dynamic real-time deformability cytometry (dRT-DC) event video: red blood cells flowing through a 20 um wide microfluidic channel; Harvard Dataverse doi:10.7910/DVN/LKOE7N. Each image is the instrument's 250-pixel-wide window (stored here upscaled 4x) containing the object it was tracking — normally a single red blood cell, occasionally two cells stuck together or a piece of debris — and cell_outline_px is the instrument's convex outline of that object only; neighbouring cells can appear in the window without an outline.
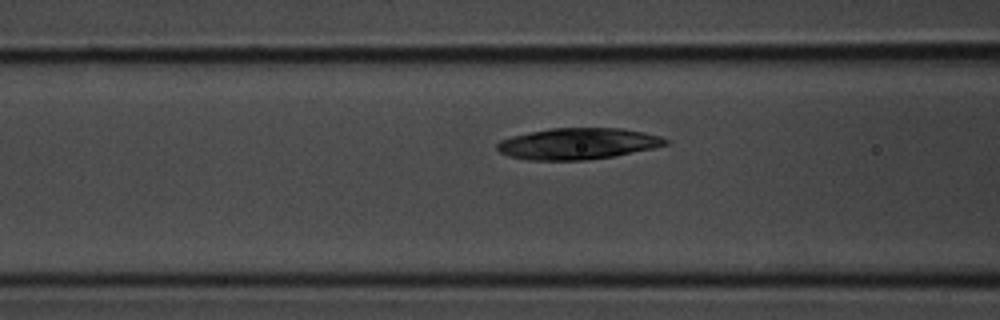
{"species": "common noctule bat (a hibernating species)", "species_latin": "Nyctalus noctula", "temperature_condition": "room temperature", "stored_images_in_passage": 7, "camera_frame_rate_fps": 3000, "um_per_image_px": 0.085, "animal": {"sex": "male", "body_mass_g": 20.1, "forearm_length_mm": 53.5}, "frame": {"image": 1, "passage_image": 7, "time_ms": 2.0, "image_size_px": [1000, 320], "cell_outline_px": [[668, 144], [652, 148], [616, 156], [588, 160], [528, 160], [508, 156], [500, 152], [496, 148], [496, 144], [500, 140], [512, 136], [552, 128], [620, 128], [644, 132], [660, 136], [668, 140]], "centroid_in_image_um": [49.11, 12.22], "position_along_channel_um": 117.5, "area_um2": 30.69}}